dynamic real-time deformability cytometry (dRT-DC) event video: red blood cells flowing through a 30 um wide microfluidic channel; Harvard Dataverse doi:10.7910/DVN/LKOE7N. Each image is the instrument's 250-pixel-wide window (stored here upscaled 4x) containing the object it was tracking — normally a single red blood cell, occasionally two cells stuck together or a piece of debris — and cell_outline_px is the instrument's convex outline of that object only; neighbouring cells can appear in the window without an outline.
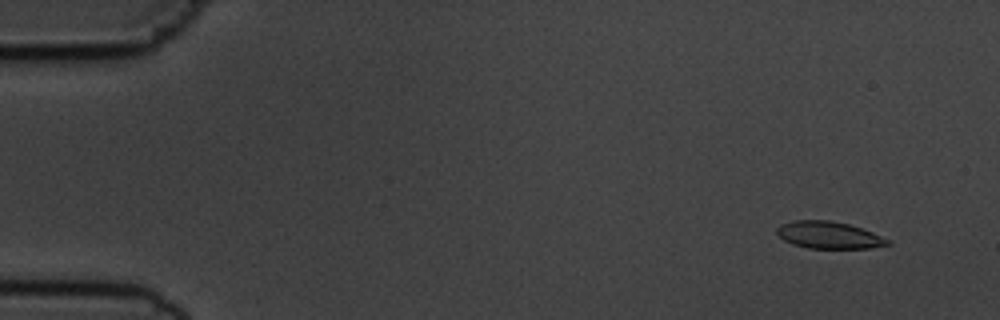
{"species": "common noctule bat (a hibernating species)", "species_latin": "Nyctalus noctula", "temperature_condition": "cold", "stored_images_in_passage": 56, "camera_frame_rate_fps": 3000, "um_per_image_px": 0.085, "animal": {"sex": "male", "body_mass_g": 19.5, "forearm_length_mm": 54.6}, "frame": {"image": 1, "passage_image": 5, "time_ms": 1.333, "image_size_px": [1000, 320], "cell_outline_px": [[892, 244], [868, 248], [808, 248], [792, 244], [784, 240], [776, 232], [776, 228], [780, 224], [796, 220], [828, 220], [848, 224], [872, 232], [888, 240]], "centroid_in_image_um": [70.41, 19.98], "position_along_channel_um": 14.6, "area_um2": 17.28}}
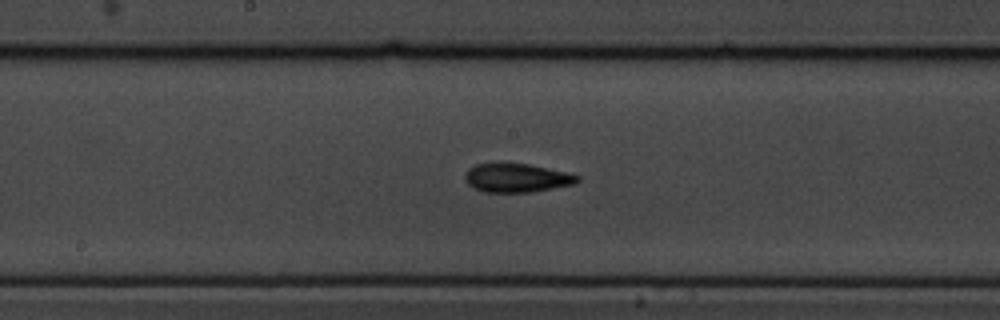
{"frame": {"image": 2, "passage_image": 30, "time_ms": 9.667, "image_size_px": [1000, 320], "cell_outline_px": [[580, 180], [576, 184], [532, 192], [484, 192], [468, 184], [464, 180], [464, 176], [468, 168], [476, 164], [496, 160], [528, 164], [548, 168], [580, 176]], "centroid_in_image_um": [43.87, 15.08], "position_along_channel_um": 204.3, "area_um2": 19.42}}
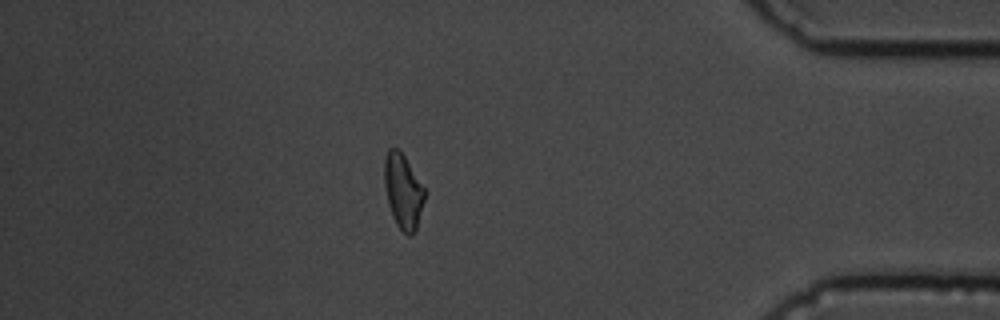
{"frame": {"image": 3, "passage_image": 49, "time_ms": 16.0, "image_size_px": [1000, 320], "cell_outline_px": [[424, 200], [416, 232], [412, 236], [408, 236], [396, 224], [388, 204], [384, 184], [384, 160], [388, 148], [400, 148], [424, 188]], "centroid_in_image_um": [34.25, 16.25], "position_along_channel_um": 400.9, "area_um2": 17.57}, "authors_computed_cell_mechanics": {"area_um2": 18.1492, "velocity_mm_per_s": 3.6539, "shape_relaxation_time_tau1_ms": 3.5625, "shape_relaxation_time_tau2_ms": 1.6403, "deformation_change_tau1": 0.1342, "deformation_change_tau2": 0.0843}}